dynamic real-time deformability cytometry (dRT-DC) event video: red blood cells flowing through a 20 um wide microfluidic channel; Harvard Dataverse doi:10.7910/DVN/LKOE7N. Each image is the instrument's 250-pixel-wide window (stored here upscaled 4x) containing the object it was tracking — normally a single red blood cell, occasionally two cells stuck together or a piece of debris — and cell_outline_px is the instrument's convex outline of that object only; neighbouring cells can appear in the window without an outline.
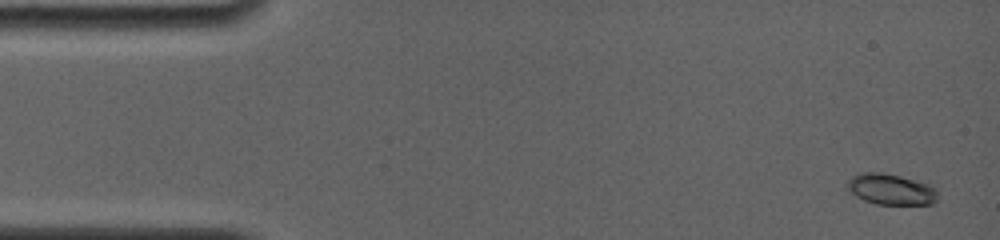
{"species": "common noctule bat (a hibernating species)", "species_latin": "Nyctalus noctula", "temperature_condition": "room temperature", "stored_images_in_passage": 5, "camera_frame_rate_fps": 4000, "um_per_image_px": 0.085, "animal": {"sex": "female", "body_mass_g": 19.0, "forearm_length_mm": 56.7}, "frame": {"image": 1, "passage_image": 1, "time_ms": 0.0, "image_size_px": [1000, 240], "cell_outline_px": [[936, 200], [932, 204], [876, 204], [864, 200], [856, 196], [848, 188], [848, 180], [852, 176], [860, 172], [880, 172], [900, 176], [932, 184], [936, 188]], "centroid_in_image_um": [75.75, 16.08], "position_along_channel_um": 9.3, "area_um2": 16.24}}
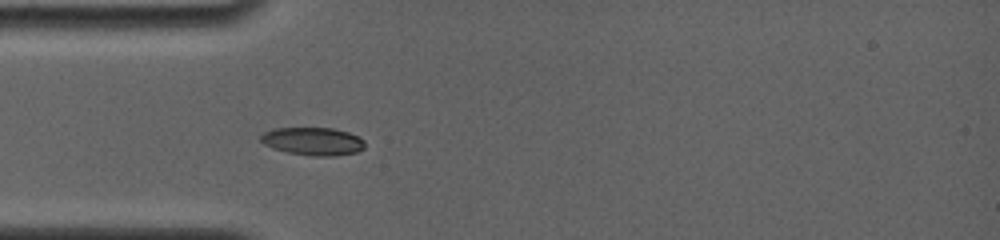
{"frame": {"image": 2, "passage_image": 5, "time_ms": 4.25, "image_size_px": [1000, 240], "cell_outline_px": [[364, 148], [356, 152], [332, 156], [312, 156], [288, 152], [272, 148], [264, 144], [260, 140], [260, 136], [264, 132], [272, 128], [332, 128], [348, 132], [364, 140]], "centroid_in_image_um": [26.57, 12.01], "position_along_channel_um": 58.4, "area_um2": 16.88}}